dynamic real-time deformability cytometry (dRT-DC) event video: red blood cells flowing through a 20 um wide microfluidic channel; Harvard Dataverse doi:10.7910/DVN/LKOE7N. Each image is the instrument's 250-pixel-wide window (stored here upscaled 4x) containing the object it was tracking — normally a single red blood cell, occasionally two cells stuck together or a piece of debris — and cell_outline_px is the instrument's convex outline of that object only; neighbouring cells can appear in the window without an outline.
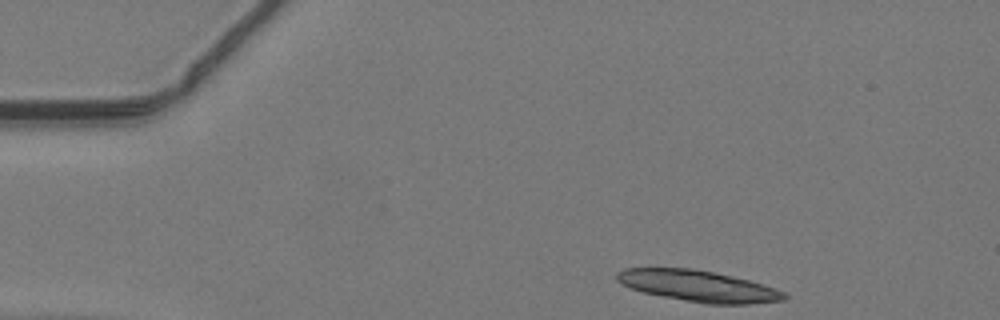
{"species": "common noctule bat (a hibernating species)", "species_latin": "Nyctalus noctula", "temperature_condition": "warm", "stored_images_in_passage": 42, "camera_frame_rate_fps": 3000, "um_per_image_px": 0.085, "animal": {"sex": "male", "body_mass_g": 19.2, "forearm_length_mm": 51.8}, "frame": {"image": 1, "passage_image": 1, "time_ms": 0.0, "image_size_px": [1000, 320], "cell_outline_px": [[788, 296], [784, 300], [748, 304], [708, 304], [684, 300], [644, 292], [632, 288], [616, 280], [616, 272], [624, 268], [692, 268], [732, 276], [748, 280], [776, 288], [784, 292]], "centroid_in_image_um": [59.37, 24.31], "position_along_channel_um": 25.6, "area_um2": 30.17}}
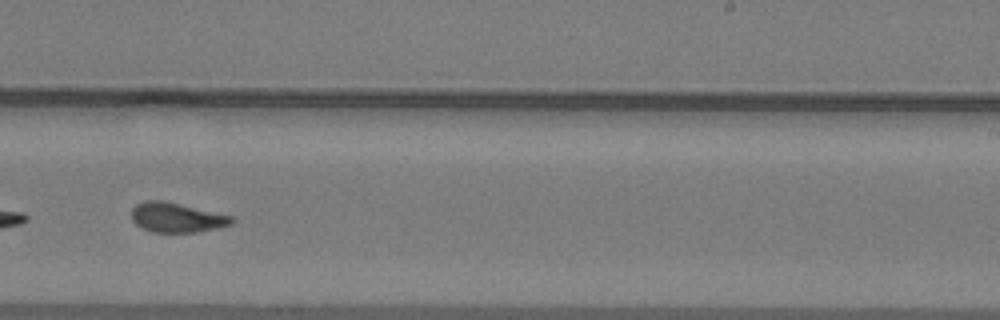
{"frame": {"image": 2, "passage_image": 24, "time_ms": 7.667, "image_size_px": [1000, 320], "cell_outline_px": [[236, 220], [232, 224], [216, 228], [196, 232], [152, 232], [136, 224], [132, 220], [132, 208], [136, 204], [144, 200], [164, 200], [232, 216]], "centroid_in_image_um": [15.01, 18.48], "position_along_channel_um": 274.0, "area_um2": 17.28}}
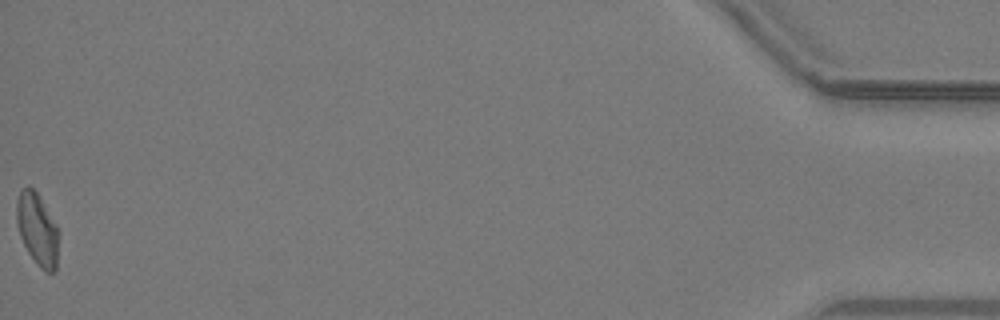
{"frame": {"image": 3, "passage_image": 42, "time_ms": 13.667, "image_size_px": [1000, 320], "cell_outline_px": [[60, 232], [56, 272], [44, 272], [36, 264], [28, 252], [20, 236], [16, 220], [16, 200], [20, 188], [28, 184], [36, 192], [56, 224]], "centroid_in_image_um": [3.18, 19.5], "position_along_channel_um": 432.0, "area_um2": 18.09}}